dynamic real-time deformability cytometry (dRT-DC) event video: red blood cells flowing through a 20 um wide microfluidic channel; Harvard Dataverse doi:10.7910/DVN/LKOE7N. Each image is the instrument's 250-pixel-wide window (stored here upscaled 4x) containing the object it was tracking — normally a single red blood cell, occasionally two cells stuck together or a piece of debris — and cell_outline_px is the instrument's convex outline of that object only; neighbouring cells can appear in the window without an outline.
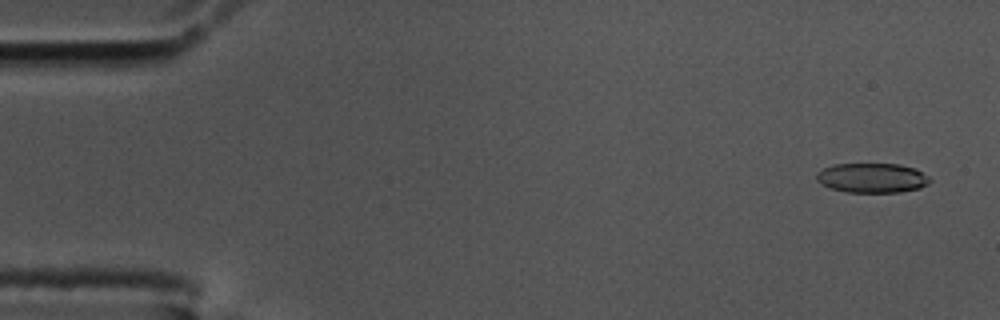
{"species": "common noctule bat (a hibernating species)", "species_latin": "Nyctalus noctula", "temperature_condition": "cold", "stored_images_in_passage": 31, "camera_frame_rate_fps": 3000, "um_per_image_px": 0.085, "animal": {"sex": "male", "body_mass_g": 17.5, "forearm_length_mm": 52.3}, "frame": {"image": 1, "passage_image": 3, "time_ms": 0.667, "image_size_px": [1000, 320], "cell_outline_px": [[932, 180], [928, 184], [920, 188], [900, 192], [848, 192], [832, 188], [820, 184], [816, 180], [816, 172], [832, 164], [900, 164], [916, 168], [928, 176]], "centroid_in_image_um": [74.14, 15.11], "position_along_channel_um": 10.9, "area_um2": 19.71}}
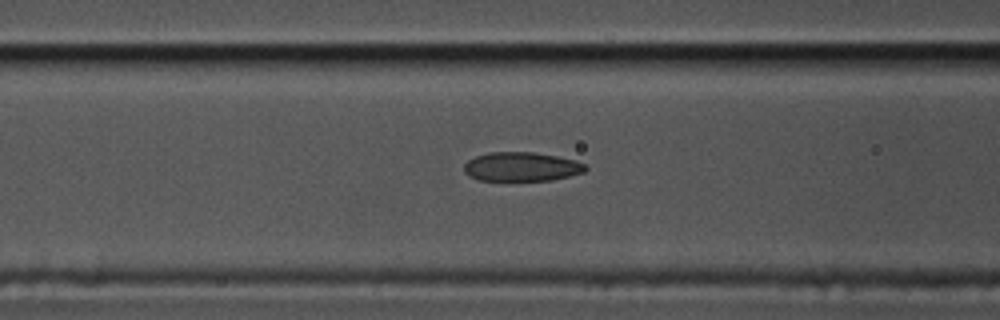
{"frame": {"image": 2, "passage_image": 23, "time_ms": 7.333, "image_size_px": [1000, 320], "cell_outline_px": [[588, 168], [584, 172], [552, 180], [480, 180], [468, 176], [464, 172], [464, 164], [468, 160], [476, 156], [488, 152], [532, 152], [556, 156], [576, 160], [584, 164]], "centroid_in_image_um": [44.31, 14.16], "position_along_channel_um": 122.3, "area_um2": 20.52}}
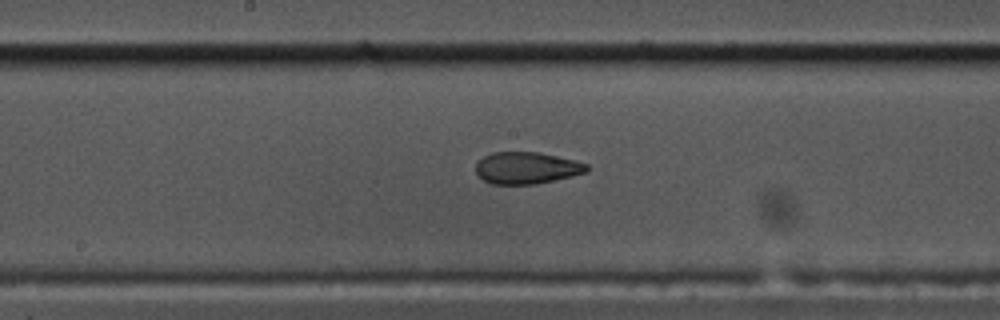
{"frame": {"image": 3, "passage_image": 30, "time_ms": 9.667, "image_size_px": [1000, 320], "cell_outline_px": [[588, 172], [572, 176], [536, 184], [492, 184], [484, 180], [476, 172], [476, 164], [484, 156], [492, 152], [540, 152], [576, 160], [588, 164]], "centroid_in_image_um": [44.8, 14.27], "position_along_channel_um": 203.4, "area_um2": 20.63}}